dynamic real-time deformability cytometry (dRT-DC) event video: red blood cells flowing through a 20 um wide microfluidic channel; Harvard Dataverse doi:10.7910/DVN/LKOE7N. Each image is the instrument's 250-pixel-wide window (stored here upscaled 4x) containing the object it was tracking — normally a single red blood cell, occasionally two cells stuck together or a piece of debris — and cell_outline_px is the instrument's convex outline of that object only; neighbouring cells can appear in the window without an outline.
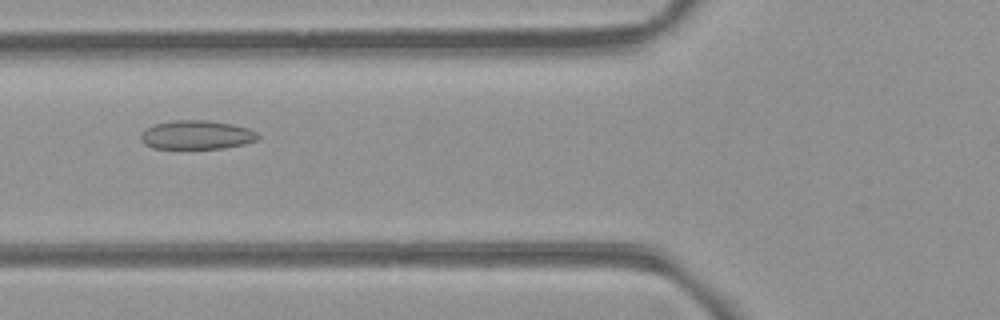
{"species": "common noctule bat (a hibernating species)", "species_latin": "Nyctalus noctula", "temperature_condition": "room temperature", "stored_images_in_passage": 6, "camera_frame_rate_fps": 3000, "um_per_image_px": 0.085, "animal": {"sex": "female", "body_mass_g": 21.9}, "frame": {"image": 1, "passage_image": 6, "time_ms": 5.667, "image_size_px": [1000, 320], "cell_outline_px": [[260, 136], [256, 140], [244, 144], [224, 148], [152, 148], [144, 144], [140, 140], [140, 132], [156, 124], [172, 120], [208, 120], [232, 124], [248, 128], [256, 132]], "centroid_in_image_um": [16.7, 11.46], "position_along_channel_um": 109.1, "area_um2": 19.71}}